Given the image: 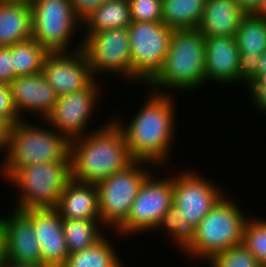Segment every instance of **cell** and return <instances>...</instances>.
I'll return each instance as SVG.
<instances>
[{
	"mask_svg": "<svg viewBox=\"0 0 266 267\" xmlns=\"http://www.w3.org/2000/svg\"><path fill=\"white\" fill-rule=\"evenodd\" d=\"M146 92L148 96L143 106H139L140 109L127 124L120 118L112 120L123 131L129 153L135 161L150 162L163 169L170 162L177 134L175 95L159 94L148 89Z\"/></svg>",
	"mask_w": 266,
	"mask_h": 267,
	"instance_id": "6da1fadb",
	"label": "cell"
},
{
	"mask_svg": "<svg viewBox=\"0 0 266 267\" xmlns=\"http://www.w3.org/2000/svg\"><path fill=\"white\" fill-rule=\"evenodd\" d=\"M213 183L193 169L173 176V204L155 231L163 228L161 231H166L182 252L193 243L195 228L201 220L225 195V190Z\"/></svg>",
	"mask_w": 266,
	"mask_h": 267,
	"instance_id": "7a4b0ae2",
	"label": "cell"
},
{
	"mask_svg": "<svg viewBox=\"0 0 266 267\" xmlns=\"http://www.w3.org/2000/svg\"><path fill=\"white\" fill-rule=\"evenodd\" d=\"M111 119L95 131L70 141L71 179L97 184L135 161L123 131Z\"/></svg>",
	"mask_w": 266,
	"mask_h": 267,
	"instance_id": "3957f363",
	"label": "cell"
},
{
	"mask_svg": "<svg viewBox=\"0 0 266 267\" xmlns=\"http://www.w3.org/2000/svg\"><path fill=\"white\" fill-rule=\"evenodd\" d=\"M205 52L206 37L198 28L175 29L162 68L144 87L170 95L199 90L205 85Z\"/></svg>",
	"mask_w": 266,
	"mask_h": 267,
	"instance_id": "277c9868",
	"label": "cell"
},
{
	"mask_svg": "<svg viewBox=\"0 0 266 267\" xmlns=\"http://www.w3.org/2000/svg\"><path fill=\"white\" fill-rule=\"evenodd\" d=\"M42 122L47 126L31 124L25 119L11 126L0 163L2 180L7 181L19 168L65 160L69 156L70 141L45 120Z\"/></svg>",
	"mask_w": 266,
	"mask_h": 267,
	"instance_id": "5b68a950",
	"label": "cell"
},
{
	"mask_svg": "<svg viewBox=\"0 0 266 267\" xmlns=\"http://www.w3.org/2000/svg\"><path fill=\"white\" fill-rule=\"evenodd\" d=\"M248 218L225 194L195 228L193 243L183 254L207 262L215 254L241 244Z\"/></svg>",
	"mask_w": 266,
	"mask_h": 267,
	"instance_id": "8992f818",
	"label": "cell"
},
{
	"mask_svg": "<svg viewBox=\"0 0 266 267\" xmlns=\"http://www.w3.org/2000/svg\"><path fill=\"white\" fill-rule=\"evenodd\" d=\"M71 180V157L19 168L7 182L19 190L16 210L55 208Z\"/></svg>",
	"mask_w": 266,
	"mask_h": 267,
	"instance_id": "52a82bcc",
	"label": "cell"
},
{
	"mask_svg": "<svg viewBox=\"0 0 266 267\" xmlns=\"http://www.w3.org/2000/svg\"><path fill=\"white\" fill-rule=\"evenodd\" d=\"M149 165L156 167L150 162L134 161L96 184L100 220L107 230H116L126 220L142 182L153 172Z\"/></svg>",
	"mask_w": 266,
	"mask_h": 267,
	"instance_id": "ba28073f",
	"label": "cell"
},
{
	"mask_svg": "<svg viewBox=\"0 0 266 267\" xmlns=\"http://www.w3.org/2000/svg\"><path fill=\"white\" fill-rule=\"evenodd\" d=\"M31 11L32 38L49 52L82 49V39L71 47L82 22L75 15L70 0H34Z\"/></svg>",
	"mask_w": 266,
	"mask_h": 267,
	"instance_id": "9c48e42d",
	"label": "cell"
},
{
	"mask_svg": "<svg viewBox=\"0 0 266 267\" xmlns=\"http://www.w3.org/2000/svg\"><path fill=\"white\" fill-rule=\"evenodd\" d=\"M127 29L130 38L131 81L145 86L162 68L174 29L163 22L150 21H132Z\"/></svg>",
	"mask_w": 266,
	"mask_h": 267,
	"instance_id": "30bf717a",
	"label": "cell"
},
{
	"mask_svg": "<svg viewBox=\"0 0 266 267\" xmlns=\"http://www.w3.org/2000/svg\"><path fill=\"white\" fill-rule=\"evenodd\" d=\"M172 204L173 177L158 179L157 174L151 172L142 182L126 220L115 233L129 237L154 231Z\"/></svg>",
	"mask_w": 266,
	"mask_h": 267,
	"instance_id": "8fae6325",
	"label": "cell"
},
{
	"mask_svg": "<svg viewBox=\"0 0 266 267\" xmlns=\"http://www.w3.org/2000/svg\"><path fill=\"white\" fill-rule=\"evenodd\" d=\"M82 50L93 75L115 74L125 81L131 80L130 38L127 28L105 29L95 33H82Z\"/></svg>",
	"mask_w": 266,
	"mask_h": 267,
	"instance_id": "7c38bea8",
	"label": "cell"
},
{
	"mask_svg": "<svg viewBox=\"0 0 266 267\" xmlns=\"http://www.w3.org/2000/svg\"><path fill=\"white\" fill-rule=\"evenodd\" d=\"M95 79L87 88L58 97L52 112L45 121L49 126L63 134L69 141L82 137L95 130L90 127L89 120L102 97L100 84ZM101 96V97H100ZM88 131V132H87Z\"/></svg>",
	"mask_w": 266,
	"mask_h": 267,
	"instance_id": "4fadbf2b",
	"label": "cell"
},
{
	"mask_svg": "<svg viewBox=\"0 0 266 267\" xmlns=\"http://www.w3.org/2000/svg\"><path fill=\"white\" fill-rule=\"evenodd\" d=\"M42 73L58 97L81 91L96 79L82 49L49 52Z\"/></svg>",
	"mask_w": 266,
	"mask_h": 267,
	"instance_id": "5bb4252c",
	"label": "cell"
},
{
	"mask_svg": "<svg viewBox=\"0 0 266 267\" xmlns=\"http://www.w3.org/2000/svg\"><path fill=\"white\" fill-rule=\"evenodd\" d=\"M32 222L39 243L42 266L62 267L69 257L62 218L55 208L22 211Z\"/></svg>",
	"mask_w": 266,
	"mask_h": 267,
	"instance_id": "9a60e30c",
	"label": "cell"
},
{
	"mask_svg": "<svg viewBox=\"0 0 266 267\" xmlns=\"http://www.w3.org/2000/svg\"><path fill=\"white\" fill-rule=\"evenodd\" d=\"M10 88L14 107L21 120L25 119L24 112H33L40 116V120H45L58 100L54 88L42 72L17 76L10 83Z\"/></svg>",
	"mask_w": 266,
	"mask_h": 267,
	"instance_id": "2e32d148",
	"label": "cell"
},
{
	"mask_svg": "<svg viewBox=\"0 0 266 267\" xmlns=\"http://www.w3.org/2000/svg\"><path fill=\"white\" fill-rule=\"evenodd\" d=\"M9 214L0 216L6 231L7 260L20 264L42 265L38 240L34 235L31 220L13 207Z\"/></svg>",
	"mask_w": 266,
	"mask_h": 267,
	"instance_id": "e0dca14e",
	"label": "cell"
},
{
	"mask_svg": "<svg viewBox=\"0 0 266 267\" xmlns=\"http://www.w3.org/2000/svg\"><path fill=\"white\" fill-rule=\"evenodd\" d=\"M239 56L235 36L206 37L205 83L239 85Z\"/></svg>",
	"mask_w": 266,
	"mask_h": 267,
	"instance_id": "ac0fdd59",
	"label": "cell"
},
{
	"mask_svg": "<svg viewBox=\"0 0 266 267\" xmlns=\"http://www.w3.org/2000/svg\"><path fill=\"white\" fill-rule=\"evenodd\" d=\"M55 209L62 219L100 220L96 183L71 179L61 193Z\"/></svg>",
	"mask_w": 266,
	"mask_h": 267,
	"instance_id": "d6986e66",
	"label": "cell"
},
{
	"mask_svg": "<svg viewBox=\"0 0 266 267\" xmlns=\"http://www.w3.org/2000/svg\"><path fill=\"white\" fill-rule=\"evenodd\" d=\"M245 14L236 0H207L198 30L205 37L235 36Z\"/></svg>",
	"mask_w": 266,
	"mask_h": 267,
	"instance_id": "ffe728a7",
	"label": "cell"
},
{
	"mask_svg": "<svg viewBox=\"0 0 266 267\" xmlns=\"http://www.w3.org/2000/svg\"><path fill=\"white\" fill-rule=\"evenodd\" d=\"M32 38L31 5L0 3V46Z\"/></svg>",
	"mask_w": 266,
	"mask_h": 267,
	"instance_id": "44dd1931",
	"label": "cell"
},
{
	"mask_svg": "<svg viewBox=\"0 0 266 267\" xmlns=\"http://www.w3.org/2000/svg\"><path fill=\"white\" fill-rule=\"evenodd\" d=\"M132 23L128 0H106L83 22L84 33H95L105 29L127 28Z\"/></svg>",
	"mask_w": 266,
	"mask_h": 267,
	"instance_id": "7402d4cb",
	"label": "cell"
},
{
	"mask_svg": "<svg viewBox=\"0 0 266 267\" xmlns=\"http://www.w3.org/2000/svg\"><path fill=\"white\" fill-rule=\"evenodd\" d=\"M207 0H162V22L172 29L198 28Z\"/></svg>",
	"mask_w": 266,
	"mask_h": 267,
	"instance_id": "603a6c76",
	"label": "cell"
},
{
	"mask_svg": "<svg viewBox=\"0 0 266 267\" xmlns=\"http://www.w3.org/2000/svg\"><path fill=\"white\" fill-rule=\"evenodd\" d=\"M106 237L104 235L91 247L69 254L62 267H124L118 251L113 247L115 244Z\"/></svg>",
	"mask_w": 266,
	"mask_h": 267,
	"instance_id": "cb8c5ba5",
	"label": "cell"
},
{
	"mask_svg": "<svg viewBox=\"0 0 266 267\" xmlns=\"http://www.w3.org/2000/svg\"><path fill=\"white\" fill-rule=\"evenodd\" d=\"M62 227L70 254L91 247L104 236L102 231H105L101 220L62 219Z\"/></svg>",
	"mask_w": 266,
	"mask_h": 267,
	"instance_id": "d4e9b609",
	"label": "cell"
},
{
	"mask_svg": "<svg viewBox=\"0 0 266 267\" xmlns=\"http://www.w3.org/2000/svg\"><path fill=\"white\" fill-rule=\"evenodd\" d=\"M49 51L33 38L12 45L13 70L17 76L42 72Z\"/></svg>",
	"mask_w": 266,
	"mask_h": 267,
	"instance_id": "484cf974",
	"label": "cell"
},
{
	"mask_svg": "<svg viewBox=\"0 0 266 267\" xmlns=\"http://www.w3.org/2000/svg\"><path fill=\"white\" fill-rule=\"evenodd\" d=\"M239 54H262L266 51V19L245 14L236 31Z\"/></svg>",
	"mask_w": 266,
	"mask_h": 267,
	"instance_id": "4316f807",
	"label": "cell"
},
{
	"mask_svg": "<svg viewBox=\"0 0 266 267\" xmlns=\"http://www.w3.org/2000/svg\"><path fill=\"white\" fill-rule=\"evenodd\" d=\"M252 217L249 216L245 223L242 244L249 249L261 265H266V219Z\"/></svg>",
	"mask_w": 266,
	"mask_h": 267,
	"instance_id": "83f0119b",
	"label": "cell"
},
{
	"mask_svg": "<svg viewBox=\"0 0 266 267\" xmlns=\"http://www.w3.org/2000/svg\"><path fill=\"white\" fill-rule=\"evenodd\" d=\"M206 263L210 267H261L262 265L244 244H238L215 254Z\"/></svg>",
	"mask_w": 266,
	"mask_h": 267,
	"instance_id": "f1b7e54d",
	"label": "cell"
},
{
	"mask_svg": "<svg viewBox=\"0 0 266 267\" xmlns=\"http://www.w3.org/2000/svg\"><path fill=\"white\" fill-rule=\"evenodd\" d=\"M131 20L162 22V0H128Z\"/></svg>",
	"mask_w": 266,
	"mask_h": 267,
	"instance_id": "f546056e",
	"label": "cell"
},
{
	"mask_svg": "<svg viewBox=\"0 0 266 267\" xmlns=\"http://www.w3.org/2000/svg\"><path fill=\"white\" fill-rule=\"evenodd\" d=\"M261 54L242 53L239 56V83H244L248 90L257 84V70Z\"/></svg>",
	"mask_w": 266,
	"mask_h": 267,
	"instance_id": "4dcf8cb0",
	"label": "cell"
},
{
	"mask_svg": "<svg viewBox=\"0 0 266 267\" xmlns=\"http://www.w3.org/2000/svg\"><path fill=\"white\" fill-rule=\"evenodd\" d=\"M0 116L11 126L21 120L14 107L10 84L3 82H0Z\"/></svg>",
	"mask_w": 266,
	"mask_h": 267,
	"instance_id": "1f68e13d",
	"label": "cell"
},
{
	"mask_svg": "<svg viewBox=\"0 0 266 267\" xmlns=\"http://www.w3.org/2000/svg\"><path fill=\"white\" fill-rule=\"evenodd\" d=\"M15 78L12 46H0V82L10 84Z\"/></svg>",
	"mask_w": 266,
	"mask_h": 267,
	"instance_id": "d6a6232c",
	"label": "cell"
},
{
	"mask_svg": "<svg viewBox=\"0 0 266 267\" xmlns=\"http://www.w3.org/2000/svg\"><path fill=\"white\" fill-rule=\"evenodd\" d=\"M75 15L83 22L98 9L106 0H70Z\"/></svg>",
	"mask_w": 266,
	"mask_h": 267,
	"instance_id": "836d02e7",
	"label": "cell"
},
{
	"mask_svg": "<svg viewBox=\"0 0 266 267\" xmlns=\"http://www.w3.org/2000/svg\"><path fill=\"white\" fill-rule=\"evenodd\" d=\"M248 92L251 96L249 98L252 99L251 103L255 104L254 107L257 108L256 111L266 114V81L252 86Z\"/></svg>",
	"mask_w": 266,
	"mask_h": 267,
	"instance_id": "e575fe53",
	"label": "cell"
},
{
	"mask_svg": "<svg viewBox=\"0 0 266 267\" xmlns=\"http://www.w3.org/2000/svg\"><path fill=\"white\" fill-rule=\"evenodd\" d=\"M11 125L0 116V152L3 153Z\"/></svg>",
	"mask_w": 266,
	"mask_h": 267,
	"instance_id": "d590c367",
	"label": "cell"
},
{
	"mask_svg": "<svg viewBox=\"0 0 266 267\" xmlns=\"http://www.w3.org/2000/svg\"><path fill=\"white\" fill-rule=\"evenodd\" d=\"M6 260V231L3 221L0 218V266L5 263Z\"/></svg>",
	"mask_w": 266,
	"mask_h": 267,
	"instance_id": "8d00e7d4",
	"label": "cell"
},
{
	"mask_svg": "<svg viewBox=\"0 0 266 267\" xmlns=\"http://www.w3.org/2000/svg\"><path fill=\"white\" fill-rule=\"evenodd\" d=\"M246 14H253L260 6L262 0H236Z\"/></svg>",
	"mask_w": 266,
	"mask_h": 267,
	"instance_id": "74e56055",
	"label": "cell"
},
{
	"mask_svg": "<svg viewBox=\"0 0 266 267\" xmlns=\"http://www.w3.org/2000/svg\"><path fill=\"white\" fill-rule=\"evenodd\" d=\"M266 81V51L261 54L257 70V84Z\"/></svg>",
	"mask_w": 266,
	"mask_h": 267,
	"instance_id": "f35d334b",
	"label": "cell"
},
{
	"mask_svg": "<svg viewBox=\"0 0 266 267\" xmlns=\"http://www.w3.org/2000/svg\"><path fill=\"white\" fill-rule=\"evenodd\" d=\"M0 267H46V266L37 264H20L6 260V262L3 263Z\"/></svg>",
	"mask_w": 266,
	"mask_h": 267,
	"instance_id": "ab89813d",
	"label": "cell"
},
{
	"mask_svg": "<svg viewBox=\"0 0 266 267\" xmlns=\"http://www.w3.org/2000/svg\"><path fill=\"white\" fill-rule=\"evenodd\" d=\"M253 14L257 17L266 19V0H262L260 6Z\"/></svg>",
	"mask_w": 266,
	"mask_h": 267,
	"instance_id": "60d3db41",
	"label": "cell"
},
{
	"mask_svg": "<svg viewBox=\"0 0 266 267\" xmlns=\"http://www.w3.org/2000/svg\"><path fill=\"white\" fill-rule=\"evenodd\" d=\"M34 0H0V3L27 4L31 5Z\"/></svg>",
	"mask_w": 266,
	"mask_h": 267,
	"instance_id": "b9f144b4",
	"label": "cell"
}]
</instances>
